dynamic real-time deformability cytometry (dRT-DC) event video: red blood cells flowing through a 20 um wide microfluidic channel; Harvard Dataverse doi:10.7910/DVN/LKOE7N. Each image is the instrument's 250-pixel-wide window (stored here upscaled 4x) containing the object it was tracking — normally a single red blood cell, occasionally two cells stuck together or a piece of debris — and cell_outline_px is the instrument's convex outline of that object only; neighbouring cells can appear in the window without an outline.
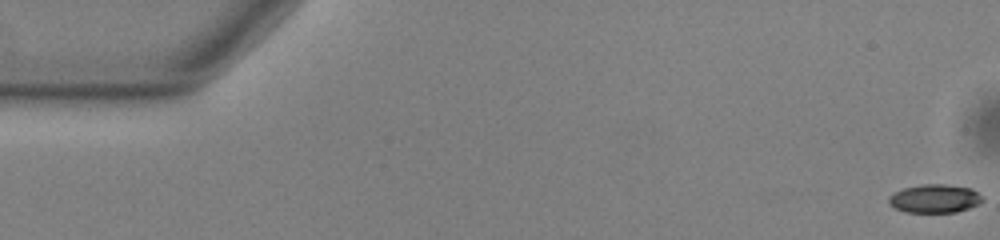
{"species": "common noctule bat (a hibernating species)", "species_latin": "Nyctalus noctula", "temperature_condition": "warm", "stored_images_in_passage": 55, "camera_frame_rate_fps": 3000, "um_per_image_px": 0.085, "animal": {"sex": "male", "body_mass_g": 13.0, "forearm_length_mm": 53.1}, "frame": {"image": 1, "passage_image": 1, "time_ms": 0.0, "image_size_px": [1000, 240], "cell_outline_px": [[984, 200], [980, 204], [956, 212], [904, 212], [888, 204], [888, 196], [904, 188], [920, 184], [944, 184], [972, 188], [984, 196]], "centroid_in_image_um": [79.48, 16.87], "position_along_channel_um": 5.5, "area_um2": 15.72}}
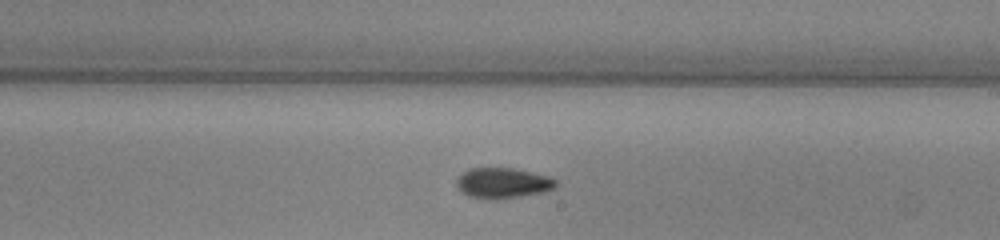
{"frame": {"image": 2, "passage_image": 32, "time_ms": 10.333, "image_size_px": [1000, 240], "cell_outline_px": [[556, 188], [544, 192], [496, 200], [488, 200], [468, 196], [460, 192], [456, 188], [456, 180], [468, 168], [512, 168], [532, 172], [548, 176], [556, 180]], "centroid_in_image_um": [42.71, 15.57], "position_along_channel_um": 246.3, "area_um2": 17.86}}
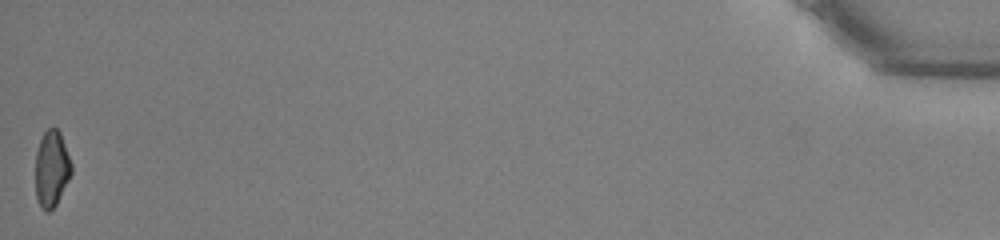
{"frame": {"image": 3, "passage_image": 55, "time_ms": 18.0, "image_size_px": [1000, 240], "cell_outline_px": [[72, 172], [56, 204], [48, 212], [44, 212], [40, 208], [36, 196], [36, 152], [40, 140], [44, 132], [52, 124], [60, 132], [72, 164]], "centroid_in_image_um": [4.38, 14.33], "position_along_channel_um": 430.8, "area_um2": 16.01}, "authors_computed_cell_mechanics": {"area_um2": 16.8198, "velocity_mm_per_s": 3.7775, "shape_relaxation_time_tau1_ms": 3.1469, "shape_relaxation_time_tau2_ms": 3.9116, "deformation_change_tau1": 0.1307, "deformation_change_tau2": 0.096}}